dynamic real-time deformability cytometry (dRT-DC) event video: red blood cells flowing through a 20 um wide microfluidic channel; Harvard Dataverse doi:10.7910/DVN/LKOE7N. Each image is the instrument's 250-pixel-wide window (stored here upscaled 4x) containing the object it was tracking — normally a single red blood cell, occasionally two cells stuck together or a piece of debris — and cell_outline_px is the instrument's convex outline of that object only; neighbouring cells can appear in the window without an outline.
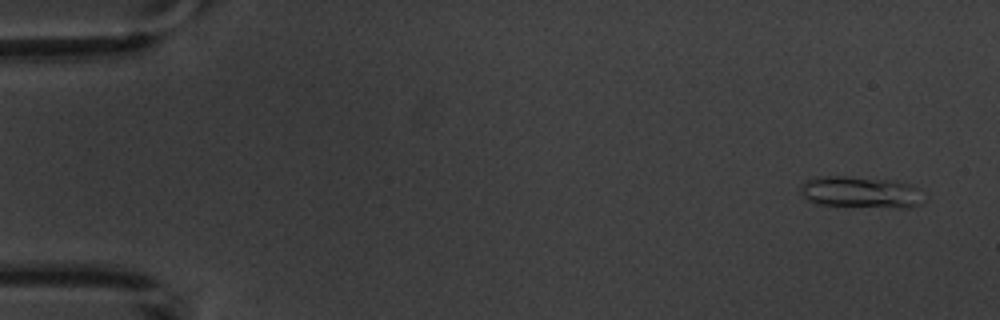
{"species": "common noctule bat (a hibernating species)", "species_latin": "Nyctalus noctula", "temperature_condition": "warm", "stored_images_in_passage": 6, "camera_frame_rate_fps": 3000, "um_per_image_px": 0.085, "animal": {"sex": "male", "body_mass_g": 20.1, "forearm_length_mm": 53.5}, "frame": {"image": 1, "passage_image": 1, "time_ms": 0.0, "image_size_px": [1000, 320], "cell_outline_px": [[920, 204], [908, 208], [896, 208], [816, 204], [808, 200], [800, 192], [800, 188], [804, 180], [816, 176], [848, 176], [892, 180], [912, 184], [920, 188]], "centroid_in_image_um": [73.13, 16.32], "position_along_channel_um": 11.9, "area_um2": 22.89}}
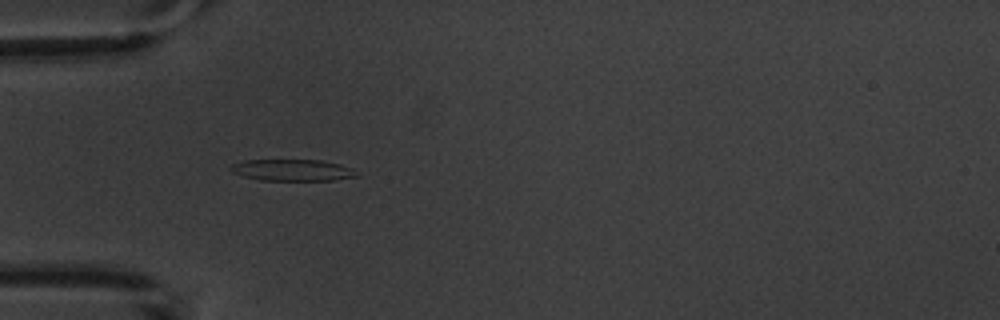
{"frame": {"image": 2, "passage_image": 5, "time_ms": 4.667, "image_size_px": [1000, 320], "cell_outline_px": [[360, 176], [332, 180], [260, 180], [244, 176], [232, 172], [228, 168], [232, 164], [244, 160], [324, 160], [340, 164], [352, 168]], "centroid_in_image_um": [24.86, 14.45], "position_along_channel_um": 60.1, "area_um2": 15.84}}